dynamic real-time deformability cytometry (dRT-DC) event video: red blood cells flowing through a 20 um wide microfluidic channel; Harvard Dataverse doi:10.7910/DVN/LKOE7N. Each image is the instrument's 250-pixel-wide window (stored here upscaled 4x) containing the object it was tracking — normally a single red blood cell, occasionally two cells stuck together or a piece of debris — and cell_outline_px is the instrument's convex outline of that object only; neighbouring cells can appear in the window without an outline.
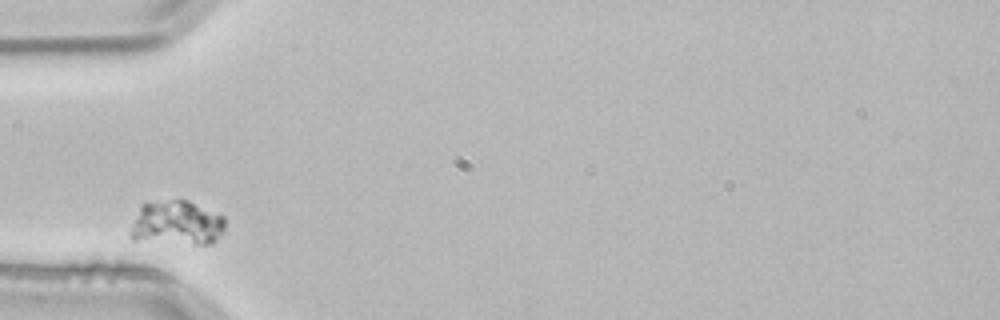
{"species": "common noctule bat (a hibernating species)", "species_latin": "Nyctalus noctula", "temperature_condition": "room temperature", "stored_images_in_passage": 1, "camera_frame_rate_fps": 3000, "um_per_image_px": 0.085, "animal": {"sex": "male", "body_mass_g": 21.5, "forearm_length_mm": 52.0}, "frame": {"image": 1, "passage_image": 1, "time_ms": 0.0, "image_size_px": [1000, 320], "cell_outline_px": [[224, 232], [212, 244], [192, 244], [132, 240], [128, 236], [132, 224], [140, 204], [172, 200], [188, 200], [224, 216]], "centroid_in_image_um": [15.01, 18.98], "position_along_channel_um": 70.0, "area_um2": 24.74}}